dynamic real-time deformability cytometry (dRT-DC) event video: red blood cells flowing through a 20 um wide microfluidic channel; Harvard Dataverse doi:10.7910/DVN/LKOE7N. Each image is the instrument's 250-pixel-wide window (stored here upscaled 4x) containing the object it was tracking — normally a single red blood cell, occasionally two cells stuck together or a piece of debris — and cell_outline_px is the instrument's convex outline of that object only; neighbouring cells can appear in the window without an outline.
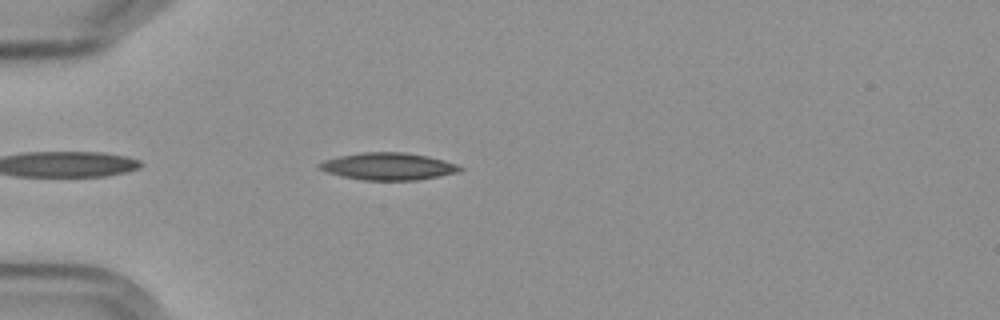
{"species": "Egyptian fruit bat (a non-hibernating species)", "species_latin": "Rousettus aegyptiacus", "temperature_condition": "cold", "stored_images_in_passage": 5, "camera_frame_rate_fps": 3000, "um_per_image_px": 0.085, "frame": {"image": 1, "passage_image": 4, "time_ms": 4.333, "image_size_px": [1000, 320], "cell_outline_px": [[464, 168], [460, 172], [440, 176], [416, 180], [364, 180], [344, 176], [328, 172], [320, 168], [316, 164], [324, 160], [340, 156], [360, 152], [404, 152], [428, 156], [444, 160], [456, 164]], "centroid_in_image_um": [33.04, 14.13], "position_along_channel_um": 52.0, "area_um2": 22.2}}